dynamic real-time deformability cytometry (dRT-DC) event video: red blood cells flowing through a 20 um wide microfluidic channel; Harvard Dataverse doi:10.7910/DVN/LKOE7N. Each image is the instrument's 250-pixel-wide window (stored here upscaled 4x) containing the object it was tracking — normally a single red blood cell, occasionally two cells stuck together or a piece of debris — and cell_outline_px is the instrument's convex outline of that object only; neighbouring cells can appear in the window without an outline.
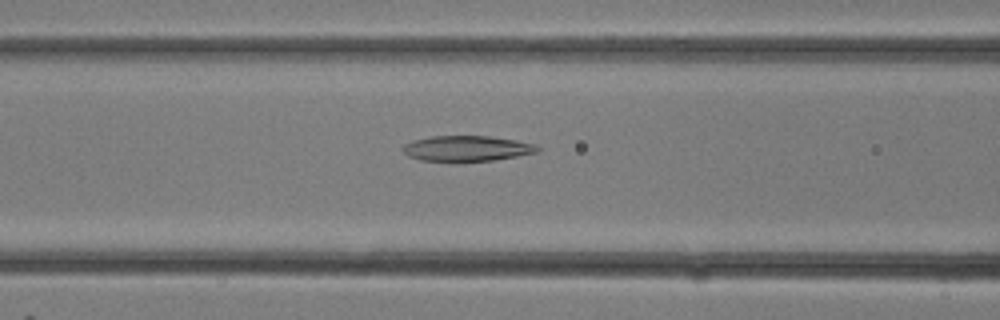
{"species": "common noctule bat (a hibernating species)", "species_latin": "Nyctalus noctula", "temperature_condition": "room temperature", "stored_images_in_passage": 13, "camera_frame_rate_fps": 3000, "um_per_image_px": 0.085, "animal": {"sex": "female"}, "frame": {"image": 1, "passage_image": 4, "time_ms": 1.0, "image_size_px": [1000, 320], "cell_outline_px": [[540, 152], [492, 160], [456, 164], [420, 160], [408, 156], [400, 148], [404, 144], [412, 140], [432, 136], [488, 136], [516, 140], [536, 144], [540, 148]], "centroid_in_image_um": [39.64, 12.65], "position_along_channel_um": 127.0, "area_um2": 20.81}}
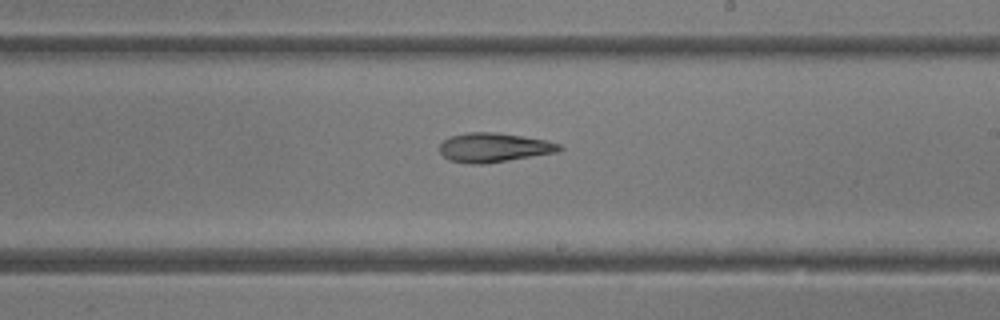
{"frame": {"image": 2, "passage_image": 9, "time_ms": 2.667, "image_size_px": [1000, 320], "cell_outline_px": [[564, 148], [556, 152], [484, 164], [468, 164], [448, 160], [440, 152], [440, 144], [444, 140], [452, 136], [468, 132], [496, 132], [548, 140], [560, 144]], "centroid_in_image_um": [41.98, 12.54], "position_along_channel_um": 247.0, "area_um2": 20.35}}
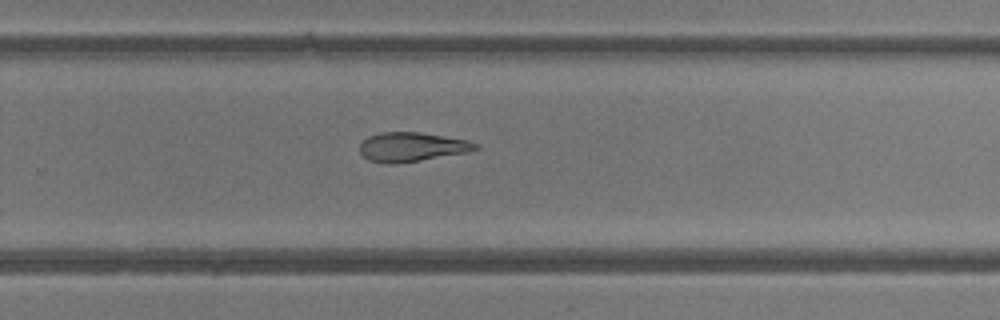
{"frame": {"image": 3, "passage_image": 11, "time_ms": 3.333, "image_size_px": [1000, 320], "cell_outline_px": [[480, 148], [468, 152], [396, 164], [384, 164], [368, 160], [360, 152], [360, 144], [368, 136], [380, 132], [420, 132], [468, 140], [480, 144]], "centroid_in_image_um": [35.01, 12.49], "position_along_channel_um": 294.8, "area_um2": 19.83}}